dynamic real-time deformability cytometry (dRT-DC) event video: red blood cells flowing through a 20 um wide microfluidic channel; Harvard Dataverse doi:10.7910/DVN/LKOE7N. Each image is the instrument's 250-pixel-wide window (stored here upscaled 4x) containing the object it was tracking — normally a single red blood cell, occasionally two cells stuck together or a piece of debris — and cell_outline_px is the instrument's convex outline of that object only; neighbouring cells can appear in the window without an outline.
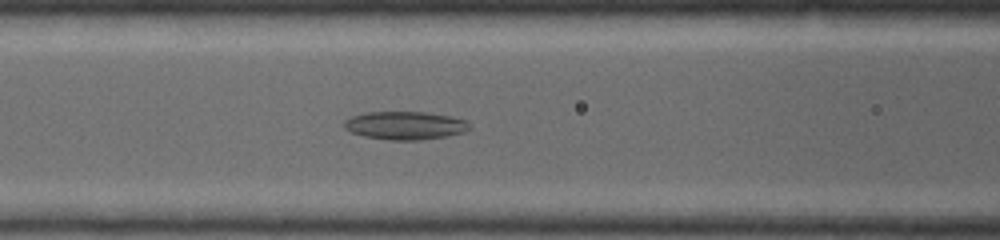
{"species": "common noctule bat (a hibernating species)", "species_latin": "Nyctalus noctula", "temperature_condition": "warm", "stored_images_in_passage": 9, "camera_frame_rate_fps": 5000, "um_per_image_px": 0.085, "animal": {"sex": "female", "body_mass_g": 19.0, "forearm_length_mm": 53.3}, "frame": {"image": 1, "passage_image": 7, "time_ms": 2.2, "image_size_px": [1000, 240], "cell_outline_px": [[472, 128], [464, 132], [448, 136], [420, 140], [388, 140], [364, 136], [352, 132], [344, 128], [344, 120], [352, 116], [364, 112], [428, 112], [452, 116], [468, 120]], "centroid_in_image_um": [34.48, 10.66], "position_along_channel_um": 132.1, "area_um2": 20.87}}
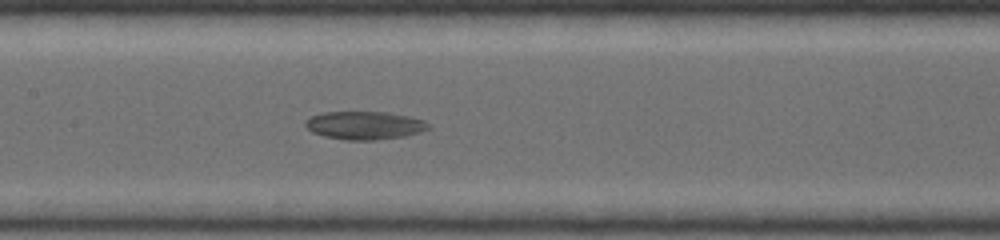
{"frame": {"image": 2, "passage_image": 9, "time_ms": 2.8, "image_size_px": [1000, 240], "cell_outline_px": [[432, 128], [420, 132], [404, 136], [376, 140], [344, 140], [324, 136], [312, 132], [304, 124], [304, 120], [308, 116], [324, 112], [384, 112], [408, 116], [424, 120]], "centroid_in_image_um": [30.96, 10.66], "position_along_channel_um": 176.4, "area_um2": 20.29}}